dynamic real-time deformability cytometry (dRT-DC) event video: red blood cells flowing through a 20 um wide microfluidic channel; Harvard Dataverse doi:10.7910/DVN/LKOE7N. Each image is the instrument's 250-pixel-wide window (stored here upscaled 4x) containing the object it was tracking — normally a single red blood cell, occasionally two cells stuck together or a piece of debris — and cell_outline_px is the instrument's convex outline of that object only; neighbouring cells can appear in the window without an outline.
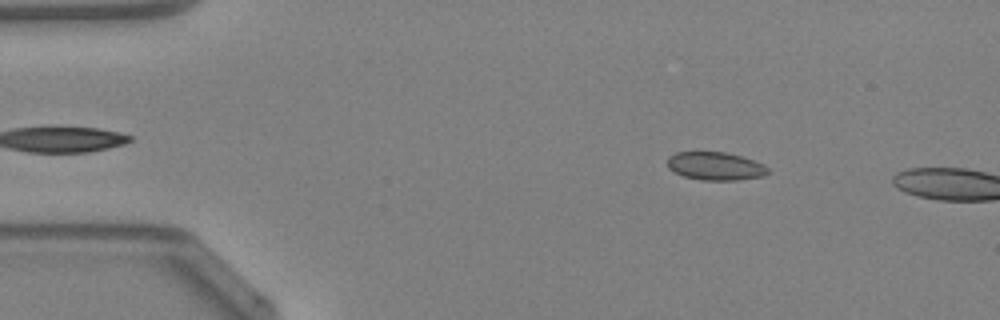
{"species": "Egyptian fruit bat (a non-hibernating species)", "species_latin": "Rousettus aegyptiacus", "temperature_condition": "warm", "stored_images_in_passage": 10, "camera_frame_rate_fps": 3000, "um_per_image_px": 0.085, "animal": {"sex": "female"}, "frame": {"image": 1, "passage_image": 7, "time_ms": 2.0, "image_size_px": [1000, 320], "cell_outline_px": [[768, 172], [764, 176], [736, 180], [700, 180], [684, 176], [668, 168], [668, 156], [676, 152], [724, 152], [740, 156], [764, 164], [768, 168]], "centroid_in_image_um": [60.8, 14.12], "position_along_channel_um": 24.2, "area_um2": 16.36}}